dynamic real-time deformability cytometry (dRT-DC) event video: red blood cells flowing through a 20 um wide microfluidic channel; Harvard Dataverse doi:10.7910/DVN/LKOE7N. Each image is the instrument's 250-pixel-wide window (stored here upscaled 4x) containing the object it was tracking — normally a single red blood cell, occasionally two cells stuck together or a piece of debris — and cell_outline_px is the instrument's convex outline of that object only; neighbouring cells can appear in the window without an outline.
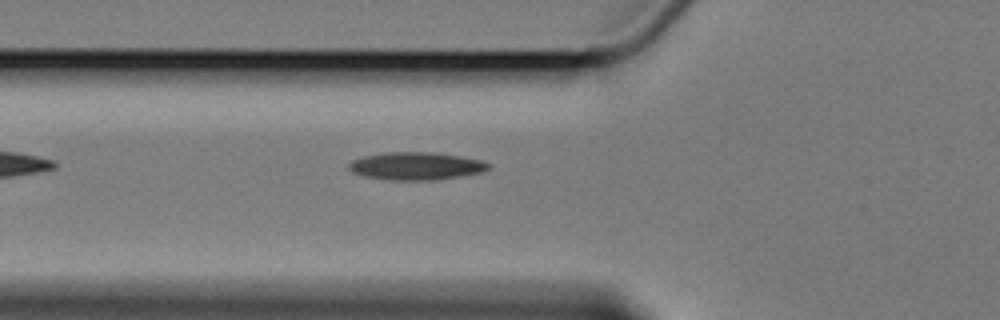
{"species": "Egyptian fruit bat (a non-hibernating species)", "species_latin": "Rousettus aegyptiacus", "temperature_condition": "cold", "stored_images_in_passage": 3, "camera_frame_rate_fps": 3000, "um_per_image_px": 0.085, "animal": {"sex": "female"}, "frame": {"image": 1, "passage_image": 3, "time_ms": 5.333, "image_size_px": [1000, 320], "cell_outline_px": [[492, 164], [484, 172], [436, 180], [392, 180], [364, 176], [352, 172], [348, 168], [348, 164], [352, 160], [364, 156], [388, 152], [432, 152], [460, 156], [480, 160]], "centroid_in_image_um": [35.37, 14.11], "position_along_channel_um": 90.4, "area_um2": 22.54}}